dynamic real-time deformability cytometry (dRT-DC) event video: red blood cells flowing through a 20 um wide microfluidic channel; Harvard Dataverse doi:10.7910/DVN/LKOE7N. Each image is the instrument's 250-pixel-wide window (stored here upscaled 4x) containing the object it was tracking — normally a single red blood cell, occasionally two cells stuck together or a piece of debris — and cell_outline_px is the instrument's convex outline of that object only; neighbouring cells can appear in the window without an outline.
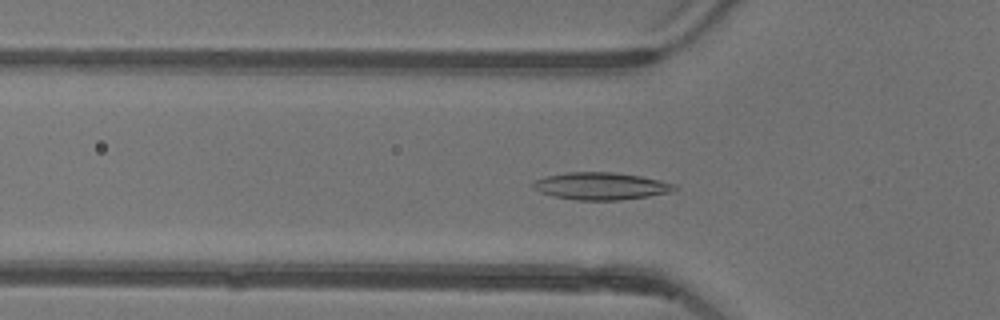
{"species": "common noctule bat (a hibernating species)", "species_latin": "Nyctalus noctula", "temperature_condition": "warm", "stored_images_in_passage": 50, "camera_frame_rate_fps": 3000, "um_per_image_px": 0.085, "animal": {"sex": "female"}, "frame": {"image": 1, "passage_image": 15, "time_ms": 4.667, "image_size_px": [1000, 320], "cell_outline_px": [[676, 192], [620, 200], [576, 200], [552, 196], [540, 192], [532, 188], [532, 184], [536, 180], [548, 176], [568, 172], [612, 172], [640, 176], [676, 184]], "centroid_in_image_um": [51.1, 15.82], "position_along_channel_um": 74.7, "area_um2": 22.48}}
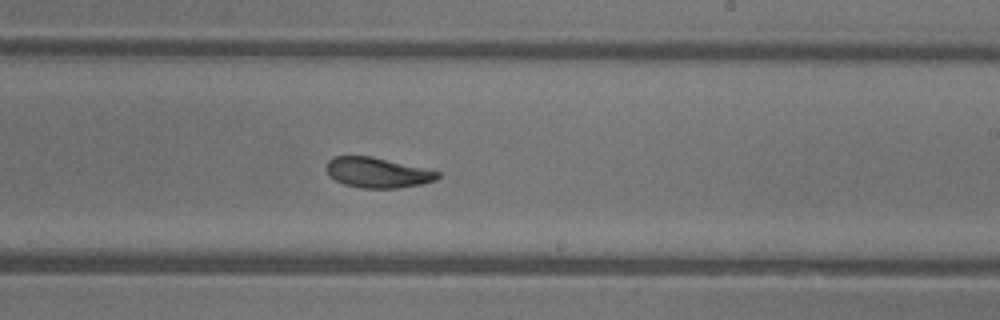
{"frame": {"image": 2, "passage_image": 29, "time_ms": 9.333, "image_size_px": [1000, 320], "cell_outline_px": [[440, 176], [436, 180], [420, 184], [396, 188], [360, 188], [344, 184], [328, 176], [324, 168], [328, 160], [336, 156], [372, 156], [440, 172]], "centroid_in_image_um": [32.03, 14.67], "position_along_channel_um": 257.0, "area_um2": 19.59}}
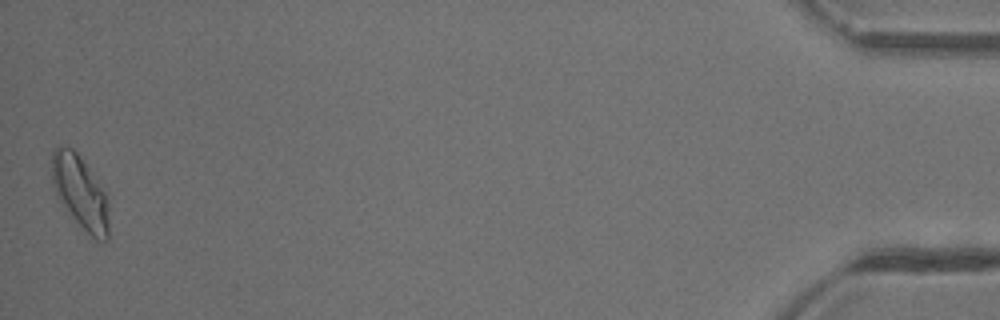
{"frame": {"image": 3, "passage_image": 50, "time_ms": 16.333, "image_size_px": [1000, 320], "cell_outline_px": [[108, 240], [96, 240], [68, 216], [52, 184], [52, 152], [56, 148], [72, 148], [76, 152], [104, 192], [108, 208]], "centroid_in_image_um": [6.8, 16.41], "position_along_channel_um": 428.4, "area_um2": 23.7}, "authors_computed_cell_mechanics": {"area_um2": 20.6924, "velocity_mm_per_s": 3.8895, "shape_relaxation_time_tau1_ms": 5.7332, "shape_relaxation_time_tau2_ms": 2.0177, "deformation_change_tau1": 0.185, "deformation_change_tau2": 0.0717}}